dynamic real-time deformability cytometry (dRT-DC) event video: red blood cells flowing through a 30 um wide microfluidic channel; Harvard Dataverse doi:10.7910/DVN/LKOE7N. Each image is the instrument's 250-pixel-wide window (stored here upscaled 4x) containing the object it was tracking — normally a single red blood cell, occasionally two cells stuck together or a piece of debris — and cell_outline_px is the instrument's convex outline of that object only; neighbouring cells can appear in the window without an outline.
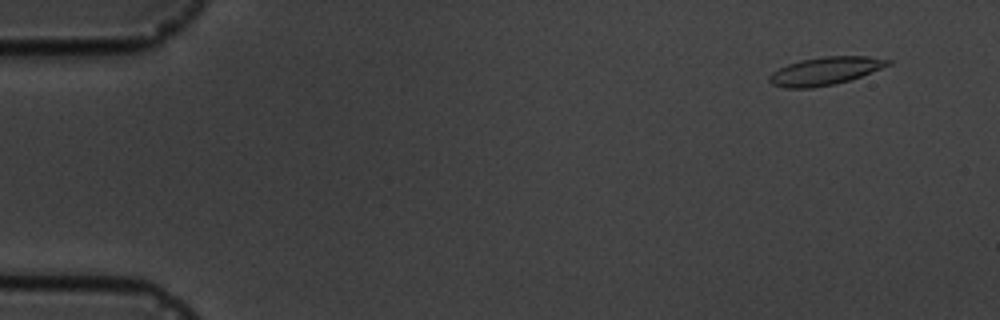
{"species": "common noctule bat (a hibernating species)", "species_latin": "Nyctalus noctula", "temperature_condition": "cold", "stored_images_in_passage": 7, "camera_frame_rate_fps": 3000, "um_per_image_px": 0.085, "animal": {"sex": "male", "body_mass_g": 19.5, "forearm_length_mm": 54.6}, "frame": {"image": 1, "passage_image": 1, "time_ms": 0.0, "image_size_px": [1000, 320], "cell_outline_px": [[892, 64], [860, 76], [836, 84], [812, 88], [784, 88], [772, 84], [768, 80], [768, 76], [772, 72], [788, 64], [800, 60], [824, 56], [868, 56], [892, 60]], "centroid_in_image_um": [70.13, 6.03], "position_along_channel_um": 14.9, "area_um2": 19.31}}
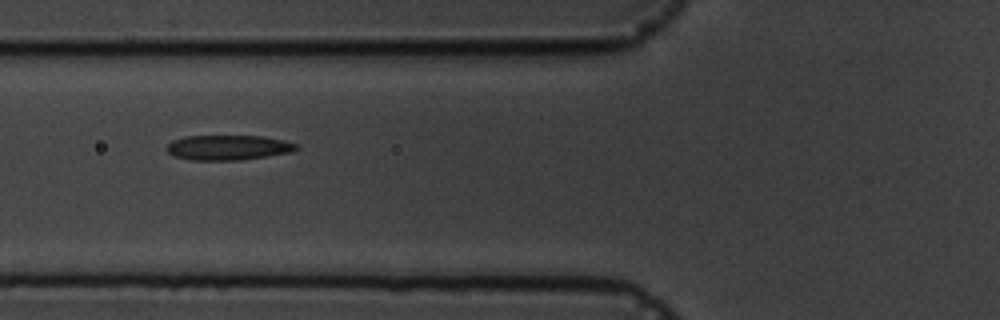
{"frame": {"image": 2, "passage_image": 6, "time_ms": 5.667, "image_size_px": [1000, 320], "cell_outline_px": [[300, 148], [292, 152], [240, 160], [188, 160], [172, 156], [164, 148], [172, 140], [184, 136], [264, 136], [284, 140], [300, 144]], "centroid_in_image_um": [19.39, 12.54], "position_along_channel_um": 106.4, "area_um2": 19.19}}
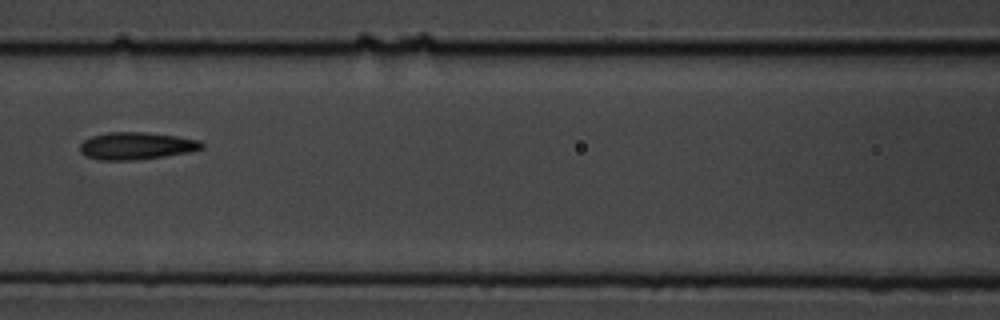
{"frame": {"image": 3, "passage_image": 7, "time_ms": 7.0, "image_size_px": [1000, 320], "cell_outline_px": [[204, 148], [188, 152], [164, 156], [132, 160], [96, 160], [84, 156], [80, 152], [80, 144], [84, 140], [92, 136], [108, 132], [140, 132], [176, 136], [200, 140], [204, 144]], "centroid_in_image_um": [11.56, 12.4], "position_along_channel_um": 155.0, "area_um2": 19.36}}